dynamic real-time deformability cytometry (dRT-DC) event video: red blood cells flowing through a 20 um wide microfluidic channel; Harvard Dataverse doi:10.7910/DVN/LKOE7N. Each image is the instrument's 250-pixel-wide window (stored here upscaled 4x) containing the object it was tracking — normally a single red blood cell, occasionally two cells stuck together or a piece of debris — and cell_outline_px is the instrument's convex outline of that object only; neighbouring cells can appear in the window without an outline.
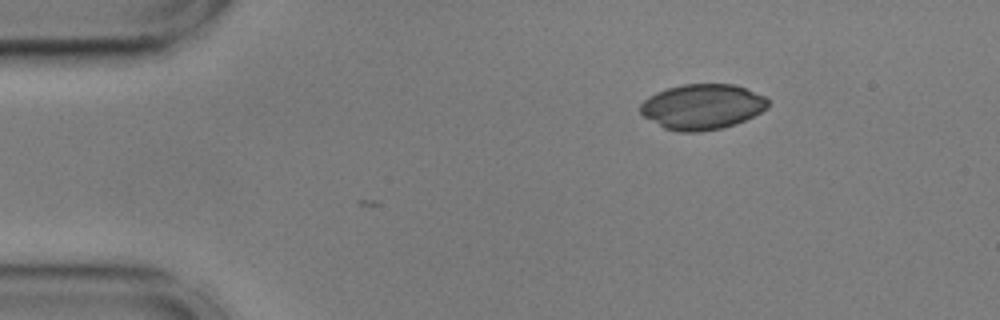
{"species": "common noctule bat (a hibernating species)", "species_latin": "Nyctalus noctula", "temperature_condition": "cold", "stored_images_in_passage": 2, "camera_frame_rate_fps": 3000, "um_per_image_px": 0.085, "animal": {"sex": "male", "body_mass_g": 17.9, "forearm_length_mm": 54.2}, "frame": {"image": 1, "passage_image": 2, "time_ms": 0.333, "image_size_px": [1000, 320], "cell_outline_px": [[768, 108], [736, 124], [720, 128], [700, 132], [680, 132], [664, 128], [644, 116], [640, 112], [640, 104], [648, 96], [656, 92], [668, 88], [684, 84], [736, 84], [764, 96], [768, 100]], "centroid_in_image_um": [59.68, 9.07], "position_along_channel_um": 25.3, "area_um2": 33.64}}